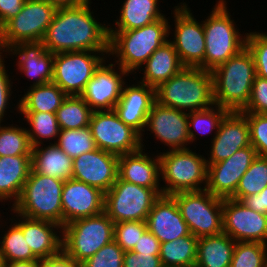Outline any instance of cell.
I'll return each instance as SVG.
<instances>
[{
	"instance_id": "1",
	"label": "cell",
	"mask_w": 267,
	"mask_h": 267,
	"mask_svg": "<svg viewBox=\"0 0 267 267\" xmlns=\"http://www.w3.org/2000/svg\"><path fill=\"white\" fill-rule=\"evenodd\" d=\"M91 0L74 7H59L42 40L52 54L72 51L109 53L108 25L91 12Z\"/></svg>"
},
{
	"instance_id": "2",
	"label": "cell",
	"mask_w": 267,
	"mask_h": 267,
	"mask_svg": "<svg viewBox=\"0 0 267 267\" xmlns=\"http://www.w3.org/2000/svg\"><path fill=\"white\" fill-rule=\"evenodd\" d=\"M168 20L164 16L141 28L108 30V56H116L114 58L115 64L126 70L130 75L134 72L136 74L153 52L168 41L169 35L172 33Z\"/></svg>"
},
{
	"instance_id": "3",
	"label": "cell",
	"mask_w": 267,
	"mask_h": 267,
	"mask_svg": "<svg viewBox=\"0 0 267 267\" xmlns=\"http://www.w3.org/2000/svg\"><path fill=\"white\" fill-rule=\"evenodd\" d=\"M156 101L184 112L207 109L215 104L211 71L184 67L156 88Z\"/></svg>"
},
{
	"instance_id": "4",
	"label": "cell",
	"mask_w": 267,
	"mask_h": 267,
	"mask_svg": "<svg viewBox=\"0 0 267 267\" xmlns=\"http://www.w3.org/2000/svg\"><path fill=\"white\" fill-rule=\"evenodd\" d=\"M214 102L228 111L240 112L248 103L256 76L252 53L245 47L212 71Z\"/></svg>"
},
{
	"instance_id": "5",
	"label": "cell",
	"mask_w": 267,
	"mask_h": 267,
	"mask_svg": "<svg viewBox=\"0 0 267 267\" xmlns=\"http://www.w3.org/2000/svg\"><path fill=\"white\" fill-rule=\"evenodd\" d=\"M227 7L226 0H218L209 16L203 20L204 70L212 72L246 47L247 32L244 35L239 32Z\"/></svg>"
},
{
	"instance_id": "6",
	"label": "cell",
	"mask_w": 267,
	"mask_h": 267,
	"mask_svg": "<svg viewBox=\"0 0 267 267\" xmlns=\"http://www.w3.org/2000/svg\"><path fill=\"white\" fill-rule=\"evenodd\" d=\"M64 181L30 170L18 201L11 206L12 215L47 220L62 226V188Z\"/></svg>"
},
{
	"instance_id": "7",
	"label": "cell",
	"mask_w": 267,
	"mask_h": 267,
	"mask_svg": "<svg viewBox=\"0 0 267 267\" xmlns=\"http://www.w3.org/2000/svg\"><path fill=\"white\" fill-rule=\"evenodd\" d=\"M160 158L163 195L205 190L207 185L206 157L188 149L165 150ZM204 186H203V185ZM166 185V186H165Z\"/></svg>"
},
{
	"instance_id": "8",
	"label": "cell",
	"mask_w": 267,
	"mask_h": 267,
	"mask_svg": "<svg viewBox=\"0 0 267 267\" xmlns=\"http://www.w3.org/2000/svg\"><path fill=\"white\" fill-rule=\"evenodd\" d=\"M114 222L102 213L62 227V251L81 264L114 240Z\"/></svg>"
},
{
	"instance_id": "9",
	"label": "cell",
	"mask_w": 267,
	"mask_h": 267,
	"mask_svg": "<svg viewBox=\"0 0 267 267\" xmlns=\"http://www.w3.org/2000/svg\"><path fill=\"white\" fill-rule=\"evenodd\" d=\"M162 188H145L117 178L104 193V212L114 222L146 221Z\"/></svg>"
},
{
	"instance_id": "10",
	"label": "cell",
	"mask_w": 267,
	"mask_h": 267,
	"mask_svg": "<svg viewBox=\"0 0 267 267\" xmlns=\"http://www.w3.org/2000/svg\"><path fill=\"white\" fill-rule=\"evenodd\" d=\"M195 237L217 235L223 232V198L205 190L179 192L171 196Z\"/></svg>"
},
{
	"instance_id": "11",
	"label": "cell",
	"mask_w": 267,
	"mask_h": 267,
	"mask_svg": "<svg viewBox=\"0 0 267 267\" xmlns=\"http://www.w3.org/2000/svg\"><path fill=\"white\" fill-rule=\"evenodd\" d=\"M108 54L93 51L54 54L52 82L67 95H81L95 71L109 57Z\"/></svg>"
},
{
	"instance_id": "12",
	"label": "cell",
	"mask_w": 267,
	"mask_h": 267,
	"mask_svg": "<svg viewBox=\"0 0 267 267\" xmlns=\"http://www.w3.org/2000/svg\"><path fill=\"white\" fill-rule=\"evenodd\" d=\"M56 11L46 0H25L21 11L4 24L5 52L20 42L42 41Z\"/></svg>"
},
{
	"instance_id": "13",
	"label": "cell",
	"mask_w": 267,
	"mask_h": 267,
	"mask_svg": "<svg viewBox=\"0 0 267 267\" xmlns=\"http://www.w3.org/2000/svg\"><path fill=\"white\" fill-rule=\"evenodd\" d=\"M89 127L101 150L120 156L142 148L141 135L120 120L114 110L93 111Z\"/></svg>"
},
{
	"instance_id": "14",
	"label": "cell",
	"mask_w": 267,
	"mask_h": 267,
	"mask_svg": "<svg viewBox=\"0 0 267 267\" xmlns=\"http://www.w3.org/2000/svg\"><path fill=\"white\" fill-rule=\"evenodd\" d=\"M181 4V5H180ZM174 38L169 39L184 67L204 69L205 36L203 21L198 22L188 4L179 3L173 8ZM202 23V24H201Z\"/></svg>"
},
{
	"instance_id": "15",
	"label": "cell",
	"mask_w": 267,
	"mask_h": 267,
	"mask_svg": "<svg viewBox=\"0 0 267 267\" xmlns=\"http://www.w3.org/2000/svg\"><path fill=\"white\" fill-rule=\"evenodd\" d=\"M223 232L236 242L267 244V214L253 211L240 201L223 198Z\"/></svg>"
},
{
	"instance_id": "16",
	"label": "cell",
	"mask_w": 267,
	"mask_h": 267,
	"mask_svg": "<svg viewBox=\"0 0 267 267\" xmlns=\"http://www.w3.org/2000/svg\"><path fill=\"white\" fill-rule=\"evenodd\" d=\"M252 145L236 151L230 158L214 164H207L206 190L221 198H230L235 192L242 176L257 158Z\"/></svg>"
},
{
	"instance_id": "17",
	"label": "cell",
	"mask_w": 267,
	"mask_h": 267,
	"mask_svg": "<svg viewBox=\"0 0 267 267\" xmlns=\"http://www.w3.org/2000/svg\"><path fill=\"white\" fill-rule=\"evenodd\" d=\"M145 129L168 146L167 150L188 149V144H192L188 132V112L161 105L157 101L147 116Z\"/></svg>"
},
{
	"instance_id": "18",
	"label": "cell",
	"mask_w": 267,
	"mask_h": 267,
	"mask_svg": "<svg viewBox=\"0 0 267 267\" xmlns=\"http://www.w3.org/2000/svg\"><path fill=\"white\" fill-rule=\"evenodd\" d=\"M106 63H109L108 60L99 66L80 95L93 111L114 110L121 97L125 77L129 76L120 66ZM114 67H118L117 70Z\"/></svg>"
},
{
	"instance_id": "19",
	"label": "cell",
	"mask_w": 267,
	"mask_h": 267,
	"mask_svg": "<svg viewBox=\"0 0 267 267\" xmlns=\"http://www.w3.org/2000/svg\"><path fill=\"white\" fill-rule=\"evenodd\" d=\"M119 156L99 148L73 159L72 179L107 192L118 178Z\"/></svg>"
},
{
	"instance_id": "20",
	"label": "cell",
	"mask_w": 267,
	"mask_h": 267,
	"mask_svg": "<svg viewBox=\"0 0 267 267\" xmlns=\"http://www.w3.org/2000/svg\"><path fill=\"white\" fill-rule=\"evenodd\" d=\"M135 84H126L122 87L121 97L114 107V111L118 114L120 120L126 125L135 129L141 135V144H143L145 125L147 116L156 101V89L150 85L136 80ZM144 132V133H143ZM143 136V137H142Z\"/></svg>"
},
{
	"instance_id": "21",
	"label": "cell",
	"mask_w": 267,
	"mask_h": 267,
	"mask_svg": "<svg viewBox=\"0 0 267 267\" xmlns=\"http://www.w3.org/2000/svg\"><path fill=\"white\" fill-rule=\"evenodd\" d=\"M104 211V192L75 179L64 181L62 188V227L74 220Z\"/></svg>"
},
{
	"instance_id": "22",
	"label": "cell",
	"mask_w": 267,
	"mask_h": 267,
	"mask_svg": "<svg viewBox=\"0 0 267 267\" xmlns=\"http://www.w3.org/2000/svg\"><path fill=\"white\" fill-rule=\"evenodd\" d=\"M211 139L210 157L207 164H214L230 158L236 151L251 145L247 118L238 111H229L214 131Z\"/></svg>"
},
{
	"instance_id": "23",
	"label": "cell",
	"mask_w": 267,
	"mask_h": 267,
	"mask_svg": "<svg viewBox=\"0 0 267 267\" xmlns=\"http://www.w3.org/2000/svg\"><path fill=\"white\" fill-rule=\"evenodd\" d=\"M14 214L16 215L13 217L18 222L13 217L10 219L22 229L28 246L39 260L55 256L62 251V226L51 221Z\"/></svg>"
},
{
	"instance_id": "24",
	"label": "cell",
	"mask_w": 267,
	"mask_h": 267,
	"mask_svg": "<svg viewBox=\"0 0 267 267\" xmlns=\"http://www.w3.org/2000/svg\"><path fill=\"white\" fill-rule=\"evenodd\" d=\"M4 55H16L15 57H18L16 67L18 66L17 69L20 73H24L29 79L34 80L35 78L31 86L52 82L54 54L45 49L42 41L17 43L8 49Z\"/></svg>"
},
{
	"instance_id": "25",
	"label": "cell",
	"mask_w": 267,
	"mask_h": 267,
	"mask_svg": "<svg viewBox=\"0 0 267 267\" xmlns=\"http://www.w3.org/2000/svg\"><path fill=\"white\" fill-rule=\"evenodd\" d=\"M146 225L147 230L156 236L160 243L191 234L176 201L168 195H161L154 202L146 218Z\"/></svg>"
},
{
	"instance_id": "26",
	"label": "cell",
	"mask_w": 267,
	"mask_h": 267,
	"mask_svg": "<svg viewBox=\"0 0 267 267\" xmlns=\"http://www.w3.org/2000/svg\"><path fill=\"white\" fill-rule=\"evenodd\" d=\"M145 151V147H142L136 152L120 155L118 178L145 188H160L159 182L162 180L159 155H150Z\"/></svg>"
},
{
	"instance_id": "27",
	"label": "cell",
	"mask_w": 267,
	"mask_h": 267,
	"mask_svg": "<svg viewBox=\"0 0 267 267\" xmlns=\"http://www.w3.org/2000/svg\"><path fill=\"white\" fill-rule=\"evenodd\" d=\"M143 65L140 68V72L143 69V77L139 82L150 85L154 89L184 68L178 53L169 40L157 48Z\"/></svg>"
},
{
	"instance_id": "28",
	"label": "cell",
	"mask_w": 267,
	"mask_h": 267,
	"mask_svg": "<svg viewBox=\"0 0 267 267\" xmlns=\"http://www.w3.org/2000/svg\"><path fill=\"white\" fill-rule=\"evenodd\" d=\"M31 170V155L0 157V202L18 201Z\"/></svg>"
},
{
	"instance_id": "29",
	"label": "cell",
	"mask_w": 267,
	"mask_h": 267,
	"mask_svg": "<svg viewBox=\"0 0 267 267\" xmlns=\"http://www.w3.org/2000/svg\"><path fill=\"white\" fill-rule=\"evenodd\" d=\"M49 144L47 146L45 144L44 147L38 145L32 148L31 170L40 175L58 178L63 181L71 179L73 158H70L55 143Z\"/></svg>"
},
{
	"instance_id": "30",
	"label": "cell",
	"mask_w": 267,
	"mask_h": 267,
	"mask_svg": "<svg viewBox=\"0 0 267 267\" xmlns=\"http://www.w3.org/2000/svg\"><path fill=\"white\" fill-rule=\"evenodd\" d=\"M235 244L224 232L198 238L195 267H230Z\"/></svg>"
},
{
	"instance_id": "31",
	"label": "cell",
	"mask_w": 267,
	"mask_h": 267,
	"mask_svg": "<svg viewBox=\"0 0 267 267\" xmlns=\"http://www.w3.org/2000/svg\"><path fill=\"white\" fill-rule=\"evenodd\" d=\"M158 2L159 0H124L119 19L114 20L115 28L108 24V30H132L163 18L165 15L159 10Z\"/></svg>"
},
{
	"instance_id": "32",
	"label": "cell",
	"mask_w": 267,
	"mask_h": 267,
	"mask_svg": "<svg viewBox=\"0 0 267 267\" xmlns=\"http://www.w3.org/2000/svg\"><path fill=\"white\" fill-rule=\"evenodd\" d=\"M15 108L17 112L56 113L68 96L58 85L49 82L38 86H29Z\"/></svg>"
},
{
	"instance_id": "33",
	"label": "cell",
	"mask_w": 267,
	"mask_h": 267,
	"mask_svg": "<svg viewBox=\"0 0 267 267\" xmlns=\"http://www.w3.org/2000/svg\"><path fill=\"white\" fill-rule=\"evenodd\" d=\"M197 244L193 234L161 243L159 257L163 266L195 267Z\"/></svg>"
},
{
	"instance_id": "34",
	"label": "cell",
	"mask_w": 267,
	"mask_h": 267,
	"mask_svg": "<svg viewBox=\"0 0 267 267\" xmlns=\"http://www.w3.org/2000/svg\"><path fill=\"white\" fill-rule=\"evenodd\" d=\"M92 113L80 95H68L55 114L60 130H69L88 127Z\"/></svg>"
},
{
	"instance_id": "35",
	"label": "cell",
	"mask_w": 267,
	"mask_h": 267,
	"mask_svg": "<svg viewBox=\"0 0 267 267\" xmlns=\"http://www.w3.org/2000/svg\"><path fill=\"white\" fill-rule=\"evenodd\" d=\"M22 114L26 123L30 144L33 147L44 145V141L57 140L60 127L55 113L49 112H18Z\"/></svg>"
},
{
	"instance_id": "36",
	"label": "cell",
	"mask_w": 267,
	"mask_h": 267,
	"mask_svg": "<svg viewBox=\"0 0 267 267\" xmlns=\"http://www.w3.org/2000/svg\"><path fill=\"white\" fill-rule=\"evenodd\" d=\"M10 227L0 241V258L2 263L14 261L39 260L28 246L22 229L12 219ZM13 223V224H12Z\"/></svg>"
},
{
	"instance_id": "37",
	"label": "cell",
	"mask_w": 267,
	"mask_h": 267,
	"mask_svg": "<svg viewBox=\"0 0 267 267\" xmlns=\"http://www.w3.org/2000/svg\"><path fill=\"white\" fill-rule=\"evenodd\" d=\"M228 112L229 111L226 108L216 104L207 109L188 112V132L190 142L193 143L197 138L195 131L199 136L200 134L208 135L213 130L217 132L220 122Z\"/></svg>"
},
{
	"instance_id": "38",
	"label": "cell",
	"mask_w": 267,
	"mask_h": 267,
	"mask_svg": "<svg viewBox=\"0 0 267 267\" xmlns=\"http://www.w3.org/2000/svg\"><path fill=\"white\" fill-rule=\"evenodd\" d=\"M53 143L73 159L97 149L89 126L82 129L60 130L57 140Z\"/></svg>"
},
{
	"instance_id": "39",
	"label": "cell",
	"mask_w": 267,
	"mask_h": 267,
	"mask_svg": "<svg viewBox=\"0 0 267 267\" xmlns=\"http://www.w3.org/2000/svg\"><path fill=\"white\" fill-rule=\"evenodd\" d=\"M267 186V158L257 156L240 179L236 192L230 197L240 201L243 197L259 194Z\"/></svg>"
},
{
	"instance_id": "40",
	"label": "cell",
	"mask_w": 267,
	"mask_h": 267,
	"mask_svg": "<svg viewBox=\"0 0 267 267\" xmlns=\"http://www.w3.org/2000/svg\"><path fill=\"white\" fill-rule=\"evenodd\" d=\"M3 125L0 123V157L31 155L32 146L26 127Z\"/></svg>"
},
{
	"instance_id": "41",
	"label": "cell",
	"mask_w": 267,
	"mask_h": 267,
	"mask_svg": "<svg viewBox=\"0 0 267 267\" xmlns=\"http://www.w3.org/2000/svg\"><path fill=\"white\" fill-rule=\"evenodd\" d=\"M230 267H267V244L236 242Z\"/></svg>"
},
{
	"instance_id": "42",
	"label": "cell",
	"mask_w": 267,
	"mask_h": 267,
	"mask_svg": "<svg viewBox=\"0 0 267 267\" xmlns=\"http://www.w3.org/2000/svg\"><path fill=\"white\" fill-rule=\"evenodd\" d=\"M146 231V221L118 222L114 224V241L124 251H131Z\"/></svg>"
},
{
	"instance_id": "43",
	"label": "cell",
	"mask_w": 267,
	"mask_h": 267,
	"mask_svg": "<svg viewBox=\"0 0 267 267\" xmlns=\"http://www.w3.org/2000/svg\"><path fill=\"white\" fill-rule=\"evenodd\" d=\"M125 251L113 240L100 248L81 267H123Z\"/></svg>"
},
{
	"instance_id": "44",
	"label": "cell",
	"mask_w": 267,
	"mask_h": 267,
	"mask_svg": "<svg viewBox=\"0 0 267 267\" xmlns=\"http://www.w3.org/2000/svg\"><path fill=\"white\" fill-rule=\"evenodd\" d=\"M248 121L250 141L257 155L267 158V114L241 112Z\"/></svg>"
},
{
	"instance_id": "45",
	"label": "cell",
	"mask_w": 267,
	"mask_h": 267,
	"mask_svg": "<svg viewBox=\"0 0 267 267\" xmlns=\"http://www.w3.org/2000/svg\"><path fill=\"white\" fill-rule=\"evenodd\" d=\"M246 47L253 55L256 75L267 79V33H247Z\"/></svg>"
},
{
	"instance_id": "46",
	"label": "cell",
	"mask_w": 267,
	"mask_h": 267,
	"mask_svg": "<svg viewBox=\"0 0 267 267\" xmlns=\"http://www.w3.org/2000/svg\"><path fill=\"white\" fill-rule=\"evenodd\" d=\"M240 112L267 114V79L255 76L247 105Z\"/></svg>"
},
{
	"instance_id": "47",
	"label": "cell",
	"mask_w": 267,
	"mask_h": 267,
	"mask_svg": "<svg viewBox=\"0 0 267 267\" xmlns=\"http://www.w3.org/2000/svg\"><path fill=\"white\" fill-rule=\"evenodd\" d=\"M4 56L3 54H0V123L5 122L3 120L6 117L5 115H7V110H9V101L12 99L11 96L13 94L11 89L13 87V85H11L13 82H11L12 78H10V75L7 73L8 70L6 69V64L4 63L6 55Z\"/></svg>"
},
{
	"instance_id": "48",
	"label": "cell",
	"mask_w": 267,
	"mask_h": 267,
	"mask_svg": "<svg viewBox=\"0 0 267 267\" xmlns=\"http://www.w3.org/2000/svg\"><path fill=\"white\" fill-rule=\"evenodd\" d=\"M123 267H163L159 255L125 251Z\"/></svg>"
},
{
	"instance_id": "49",
	"label": "cell",
	"mask_w": 267,
	"mask_h": 267,
	"mask_svg": "<svg viewBox=\"0 0 267 267\" xmlns=\"http://www.w3.org/2000/svg\"><path fill=\"white\" fill-rule=\"evenodd\" d=\"M160 241L150 231H146L140 236L139 241L131 250L135 253L159 255L160 253Z\"/></svg>"
},
{
	"instance_id": "50",
	"label": "cell",
	"mask_w": 267,
	"mask_h": 267,
	"mask_svg": "<svg viewBox=\"0 0 267 267\" xmlns=\"http://www.w3.org/2000/svg\"><path fill=\"white\" fill-rule=\"evenodd\" d=\"M240 202L253 211L267 214V186L259 194L243 197Z\"/></svg>"
},
{
	"instance_id": "51",
	"label": "cell",
	"mask_w": 267,
	"mask_h": 267,
	"mask_svg": "<svg viewBox=\"0 0 267 267\" xmlns=\"http://www.w3.org/2000/svg\"><path fill=\"white\" fill-rule=\"evenodd\" d=\"M25 0H0V20L5 24L22 9Z\"/></svg>"
},
{
	"instance_id": "52",
	"label": "cell",
	"mask_w": 267,
	"mask_h": 267,
	"mask_svg": "<svg viewBox=\"0 0 267 267\" xmlns=\"http://www.w3.org/2000/svg\"><path fill=\"white\" fill-rule=\"evenodd\" d=\"M41 267H81V264L61 251L55 256L41 260Z\"/></svg>"
},
{
	"instance_id": "53",
	"label": "cell",
	"mask_w": 267,
	"mask_h": 267,
	"mask_svg": "<svg viewBox=\"0 0 267 267\" xmlns=\"http://www.w3.org/2000/svg\"><path fill=\"white\" fill-rule=\"evenodd\" d=\"M3 267H41V260L6 262Z\"/></svg>"
},
{
	"instance_id": "54",
	"label": "cell",
	"mask_w": 267,
	"mask_h": 267,
	"mask_svg": "<svg viewBox=\"0 0 267 267\" xmlns=\"http://www.w3.org/2000/svg\"><path fill=\"white\" fill-rule=\"evenodd\" d=\"M55 7H74L85 3L87 0H46Z\"/></svg>"
},
{
	"instance_id": "55",
	"label": "cell",
	"mask_w": 267,
	"mask_h": 267,
	"mask_svg": "<svg viewBox=\"0 0 267 267\" xmlns=\"http://www.w3.org/2000/svg\"><path fill=\"white\" fill-rule=\"evenodd\" d=\"M5 54L4 24L0 20V54Z\"/></svg>"
},
{
	"instance_id": "56",
	"label": "cell",
	"mask_w": 267,
	"mask_h": 267,
	"mask_svg": "<svg viewBox=\"0 0 267 267\" xmlns=\"http://www.w3.org/2000/svg\"><path fill=\"white\" fill-rule=\"evenodd\" d=\"M0 267H3V263H2L1 258H0Z\"/></svg>"
},
{
	"instance_id": "57",
	"label": "cell",
	"mask_w": 267,
	"mask_h": 267,
	"mask_svg": "<svg viewBox=\"0 0 267 267\" xmlns=\"http://www.w3.org/2000/svg\"><path fill=\"white\" fill-rule=\"evenodd\" d=\"M0 215H1V214H0ZM0 218H1V216H0ZM0 222H1V224H3L2 221H1V219H0ZM1 224H0V228H2V227H1L2 225H1Z\"/></svg>"
}]
</instances>
